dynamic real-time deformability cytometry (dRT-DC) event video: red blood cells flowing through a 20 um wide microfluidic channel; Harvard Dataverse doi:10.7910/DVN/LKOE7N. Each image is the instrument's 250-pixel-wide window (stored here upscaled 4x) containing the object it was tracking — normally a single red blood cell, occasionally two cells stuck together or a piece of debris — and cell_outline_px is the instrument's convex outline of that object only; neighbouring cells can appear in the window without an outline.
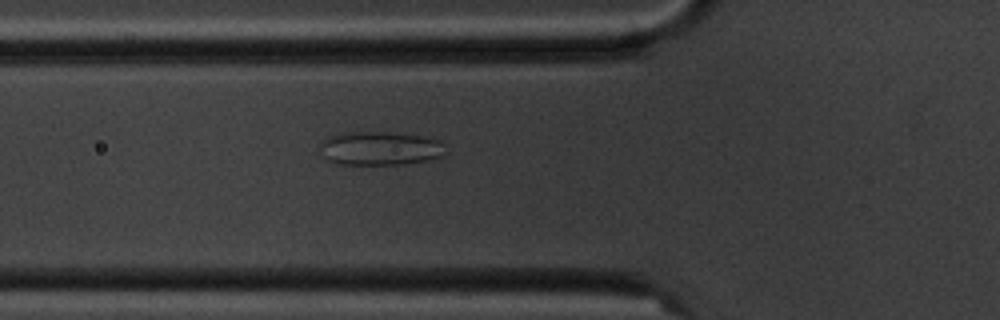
{"species": "common noctule bat (a hibernating species)", "species_latin": "Nyctalus noctula", "temperature_condition": "cold", "stored_images_in_passage": 6, "camera_frame_rate_fps": 3000, "um_per_image_px": 0.085, "animal": {"sex": "male", "body_mass_g": 20.1, "forearm_length_mm": 53.5}, "frame": {"image": 1, "passage_image": 6, "time_ms": 5.667, "image_size_px": [1000, 320], "cell_outline_px": [[444, 156], [428, 160], [404, 164], [332, 164], [324, 160], [320, 144], [320, 140], [328, 136], [340, 132], [384, 132], [424, 136], [440, 140], [444, 144]], "centroid_in_image_um": [32.25, 12.61], "position_along_channel_um": 93.5, "area_um2": 25.09}}